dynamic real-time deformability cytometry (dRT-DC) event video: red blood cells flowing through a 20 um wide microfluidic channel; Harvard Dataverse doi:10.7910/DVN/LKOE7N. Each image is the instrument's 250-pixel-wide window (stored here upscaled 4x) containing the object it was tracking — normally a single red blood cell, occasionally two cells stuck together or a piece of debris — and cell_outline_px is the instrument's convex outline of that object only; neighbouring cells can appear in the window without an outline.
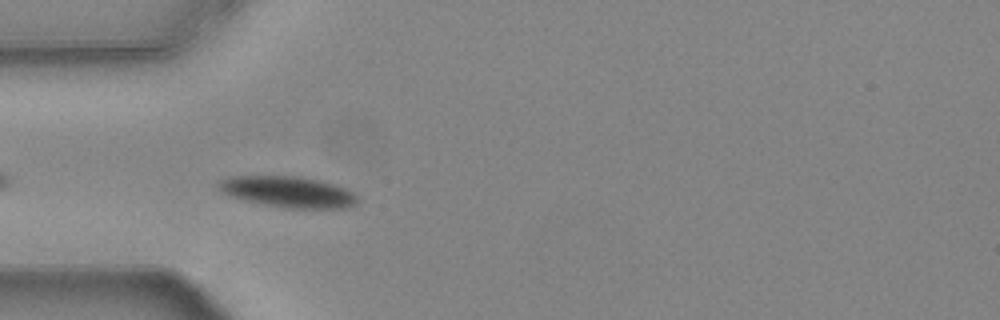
{"species": "common noctule bat (a hibernating species)", "species_latin": "Nyctalus noctula", "temperature_condition": "warm", "stored_images_in_passage": 8, "camera_frame_rate_fps": 3000, "um_per_image_px": 0.085, "animal": {"sex": "female", "body_mass_g": 24.6, "forearm_length_mm": 56.2}, "frame": {"image": 1, "passage_image": 3, "time_ms": 0.667, "image_size_px": [1000, 320], "cell_outline_px": [[360, 200], [356, 204], [348, 208], [284, 208], [264, 204], [232, 196], [224, 192], [216, 184], [220, 180], [228, 176], [304, 176], [320, 180], [344, 188], [352, 192]], "centroid_in_image_um": [24.53, 16.3], "position_along_channel_um": 60.5, "area_um2": 25.03}}